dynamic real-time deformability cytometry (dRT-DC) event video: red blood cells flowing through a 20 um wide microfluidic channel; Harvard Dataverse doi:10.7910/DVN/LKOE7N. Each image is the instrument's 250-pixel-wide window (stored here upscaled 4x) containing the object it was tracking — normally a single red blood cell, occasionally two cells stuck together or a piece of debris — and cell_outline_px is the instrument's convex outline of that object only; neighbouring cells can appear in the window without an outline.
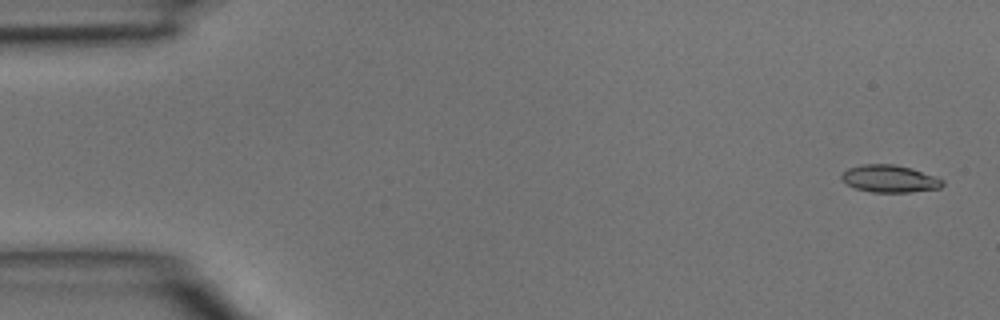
{"species": "common noctule bat (a hibernating species)", "species_latin": "Nyctalus noctula", "temperature_condition": "room temperature", "stored_images_in_passage": 3, "camera_frame_rate_fps": 3000, "um_per_image_px": 0.085, "animal": {"sex": "male", "body_mass_g": 15.6}, "frame": {"image": 1, "passage_image": 1, "time_ms": 0.0, "image_size_px": [1000, 320], "cell_outline_px": [[944, 184], [940, 188], [908, 192], [872, 192], [856, 188], [840, 180], [840, 176], [848, 168], [864, 164], [892, 164], [912, 168], [936, 176], [944, 180]], "centroid_in_image_um": [75.63, 15.19], "position_along_channel_um": 9.4, "area_um2": 16.07}}
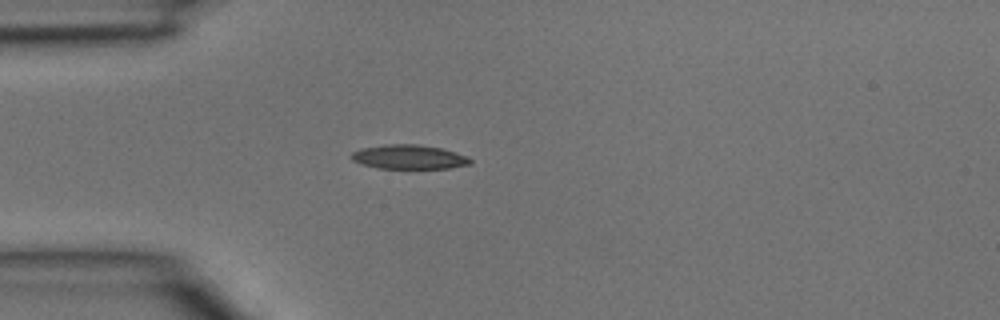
{"frame": {"image": 2, "passage_image": 3, "time_ms": 0.667, "image_size_px": [1000, 320], "cell_outline_px": [[472, 164], [448, 168], [380, 168], [364, 164], [352, 160], [352, 152], [360, 148], [384, 144], [416, 144], [440, 148], [456, 152], [472, 160]], "centroid_in_image_um": [34.76, 13.33], "position_along_channel_um": 50.2, "area_um2": 16.59}}